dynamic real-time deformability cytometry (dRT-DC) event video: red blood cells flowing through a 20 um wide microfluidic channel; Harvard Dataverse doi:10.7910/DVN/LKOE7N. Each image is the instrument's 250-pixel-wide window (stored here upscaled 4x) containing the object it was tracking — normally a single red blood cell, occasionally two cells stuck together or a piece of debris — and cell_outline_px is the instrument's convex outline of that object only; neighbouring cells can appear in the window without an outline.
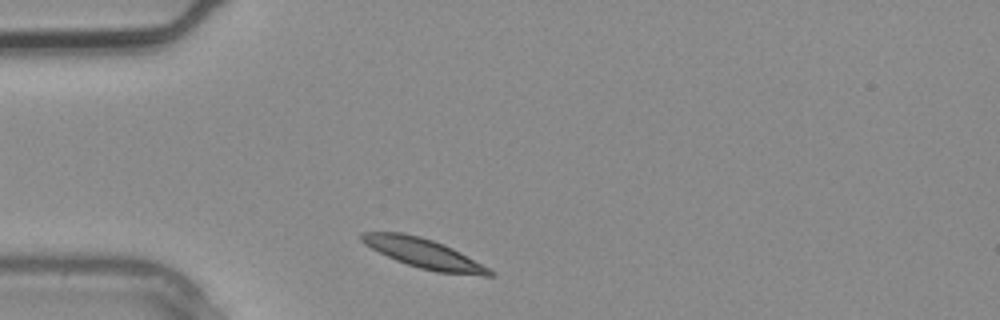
{"species": "common noctule bat (a hibernating species)", "species_latin": "Nyctalus noctula", "temperature_condition": "warm", "stored_images_in_passage": 5, "segment_of_instrument_passage": [1, 2], "camera_frame_rate_fps": 3000, "um_per_image_px": 0.085, "animal": {"sex": "male", "body_mass_g": 20.4}, "frame": {"image": 1, "passage_image": 4, "time_ms": 1.0, "image_size_px": [1000, 320], "cell_outline_px": [[496, 276], [484, 276], [436, 272], [420, 268], [396, 260], [364, 244], [360, 240], [360, 236], [364, 232], [400, 232], [420, 236], [444, 244], [460, 252], [496, 272]], "centroid_in_image_um": [36.06, 21.55], "position_along_channel_um": 48.9, "area_um2": 21.85}}